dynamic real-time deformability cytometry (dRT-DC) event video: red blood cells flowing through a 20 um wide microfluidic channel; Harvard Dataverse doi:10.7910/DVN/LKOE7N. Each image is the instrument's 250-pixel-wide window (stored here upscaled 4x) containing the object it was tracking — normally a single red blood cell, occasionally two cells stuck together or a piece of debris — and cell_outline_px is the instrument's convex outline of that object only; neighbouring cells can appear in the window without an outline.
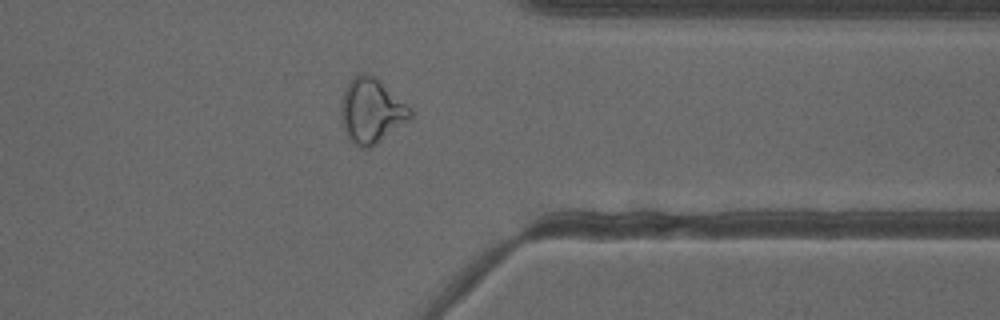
{"species": "common noctule bat (a hibernating species)", "species_latin": "Nyctalus noctula", "temperature_condition": "cold", "stored_images_in_passage": 49, "camera_frame_rate_fps": 3000, "um_per_image_px": 0.085, "animal": {"sex": "female"}, "frame": {"image": 1, "passage_image": 42, "time_ms": 13.667, "image_size_px": [1000, 320], "cell_outline_px": [[412, 120], [376, 144], [368, 148], [360, 148], [348, 136], [344, 128], [340, 116], [340, 108], [344, 88], [352, 76], [360, 72], [368, 72], [376, 76], [412, 108]], "centroid_in_image_um": [31.6, 9.37], "position_along_channel_um": 379.8, "area_um2": 26.76}, "authors_computed_cell_mechanics": {"area_um2": 26.7614, "velocity_mm_per_s": 3.8621, "shape_relaxation_time_tau1_ms": null, "shape_relaxation_time_tau2_ms": 2.1379, "deformation_change_tau1": null, "deformation_change_tau2": 0.1022}}